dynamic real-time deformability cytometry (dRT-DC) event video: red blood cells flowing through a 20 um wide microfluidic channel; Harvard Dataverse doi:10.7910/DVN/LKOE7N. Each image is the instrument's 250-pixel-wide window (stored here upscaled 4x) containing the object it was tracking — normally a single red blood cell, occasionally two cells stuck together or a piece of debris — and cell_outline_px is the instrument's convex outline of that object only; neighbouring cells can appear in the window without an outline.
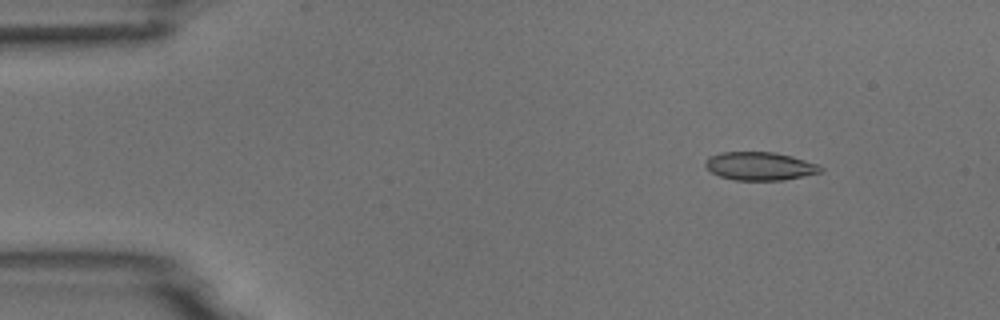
{"species": "common noctule bat (a hibernating species)", "species_latin": "Nyctalus noctula", "temperature_condition": "room temperature", "stored_images_in_passage": 7, "camera_frame_rate_fps": 3000, "um_per_image_px": 0.085, "animal": {"sex": "male", "body_mass_g": 18.8}, "frame": {"image": 1, "passage_image": 2, "time_ms": 0.333, "image_size_px": [1000, 320], "cell_outline_px": [[824, 168], [820, 172], [784, 180], [732, 180], [720, 176], [712, 172], [704, 164], [708, 156], [720, 152], [776, 152], [792, 156], [820, 164]], "centroid_in_image_um": [64.59, 14.11], "position_along_channel_um": 20.4, "area_um2": 19.07}}
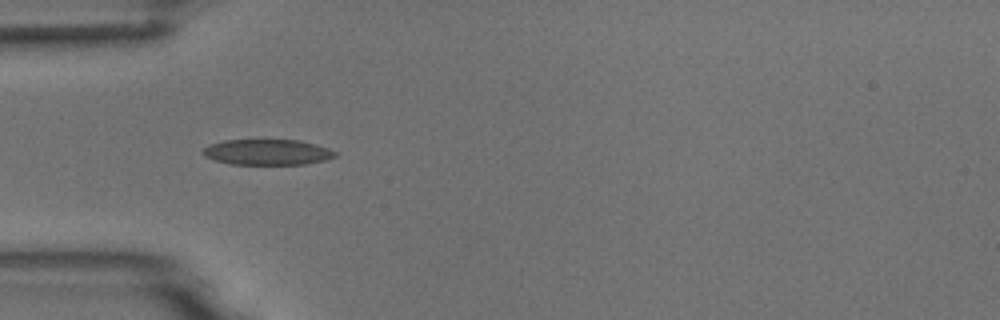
{"frame": {"image": 2, "passage_image": 5, "time_ms": 1.333, "image_size_px": [1000, 320], "cell_outline_px": [[336, 156], [324, 160], [304, 164], [232, 164], [216, 160], [204, 156], [200, 152], [208, 144], [224, 140], [300, 140], [328, 148], [336, 152]], "centroid_in_image_um": [22.68, 12.92], "position_along_channel_um": 62.3, "area_um2": 19.65}}